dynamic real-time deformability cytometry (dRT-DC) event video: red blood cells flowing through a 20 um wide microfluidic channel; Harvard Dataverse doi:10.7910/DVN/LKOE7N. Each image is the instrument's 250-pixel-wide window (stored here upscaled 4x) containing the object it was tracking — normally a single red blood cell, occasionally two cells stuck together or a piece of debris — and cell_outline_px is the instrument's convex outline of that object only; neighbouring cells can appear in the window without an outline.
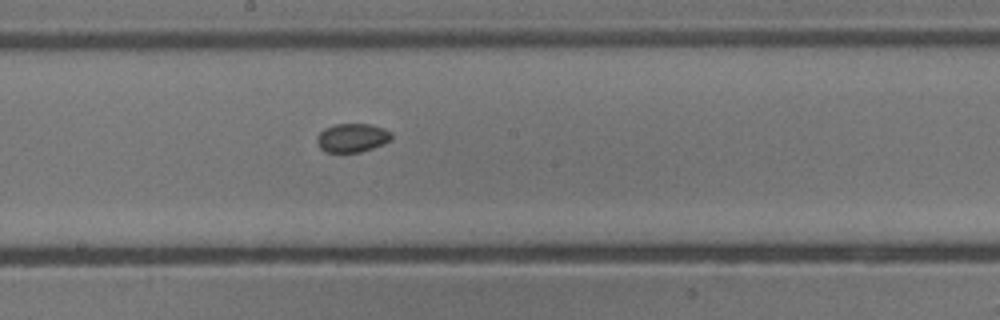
{"species": "common noctule bat (a hibernating species)", "species_latin": "Nyctalus noctula", "temperature_condition": "cold", "stored_images_in_passage": 9, "camera_frame_rate_fps": 3000, "um_per_image_px": 0.085, "animal": {"sex": "male", "body_mass_g": 13.3}, "frame": {"image": 1, "passage_image": 9, "time_ms": 10.0, "image_size_px": [1000, 320], "cell_outline_px": [[392, 140], [384, 144], [360, 152], [324, 152], [320, 148], [316, 140], [316, 136], [324, 128], [336, 124], [368, 124], [384, 128], [392, 132]], "centroid_in_image_um": [29.94, 11.71], "position_along_channel_um": 218.3, "area_um2": 12.6}}